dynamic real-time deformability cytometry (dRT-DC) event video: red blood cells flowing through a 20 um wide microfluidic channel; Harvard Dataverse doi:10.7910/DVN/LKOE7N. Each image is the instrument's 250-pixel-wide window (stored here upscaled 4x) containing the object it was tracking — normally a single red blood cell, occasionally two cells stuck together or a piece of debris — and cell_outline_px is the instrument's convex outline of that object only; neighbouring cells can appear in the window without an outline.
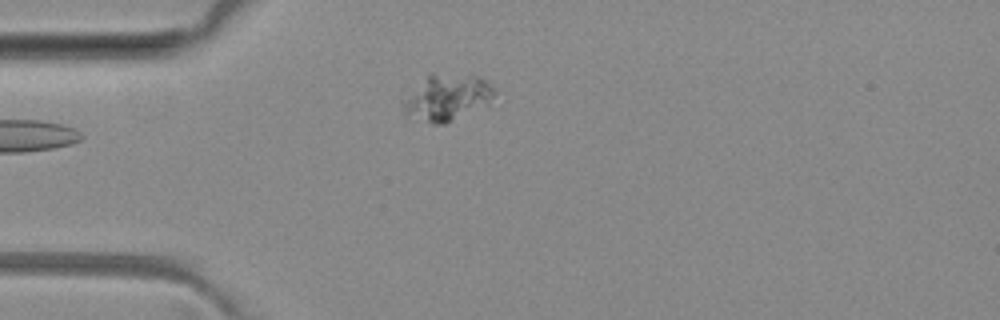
{"species": "common noctule bat (a hibernating species)", "species_latin": "Nyctalus noctula", "temperature_condition": "room temperature", "stored_images_in_passage": 3, "camera_frame_rate_fps": 3000, "um_per_image_px": 0.085, "animal": {"sex": "female", "body_mass_g": 29.2, "forearm_length_mm": 56.3}, "frame": {"image": 1, "passage_image": 3, "time_ms": 2.333, "image_size_px": [1000, 320], "cell_outline_px": [[496, 92], [488, 104], [448, 124], [432, 124], [416, 120], [404, 112], [400, 100], [428, 72], [432, 72], [480, 76], [496, 88]], "centroid_in_image_um": [37.96, 8.27], "position_along_channel_um": 47.0, "area_um2": 25.55}}